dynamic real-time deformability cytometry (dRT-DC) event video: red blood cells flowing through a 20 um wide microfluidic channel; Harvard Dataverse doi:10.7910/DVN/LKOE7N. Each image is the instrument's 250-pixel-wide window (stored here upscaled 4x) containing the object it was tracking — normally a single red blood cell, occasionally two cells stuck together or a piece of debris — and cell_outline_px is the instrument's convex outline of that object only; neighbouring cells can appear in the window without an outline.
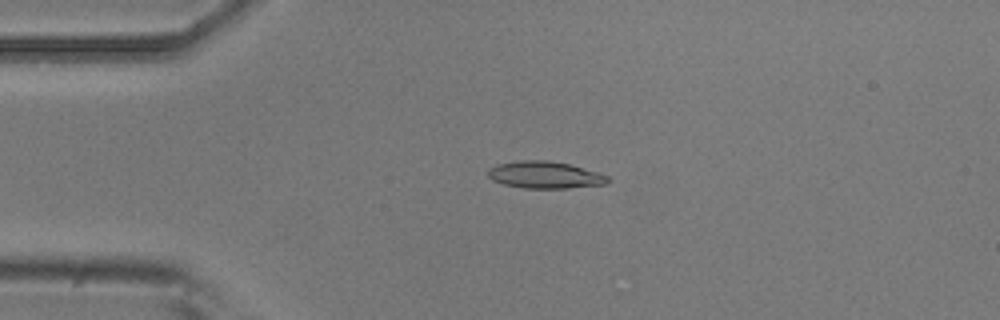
{"species": "common noctule bat (a hibernating species)", "species_latin": "Nyctalus noctula", "temperature_condition": "room temperature", "stored_images_in_passage": 14, "camera_frame_rate_fps": 3000, "um_per_image_px": 0.085, "animal": {"sex": "male", "body_mass_g": 20.5, "forearm_length_mm": 52.5}, "frame": {"image": 1, "passage_image": 3, "time_ms": 0.667, "image_size_px": [1000, 320], "cell_outline_px": [[612, 180], [604, 184], [568, 188], [524, 188], [504, 184], [492, 180], [488, 176], [488, 168], [496, 164], [520, 160], [548, 160], [568, 164], [596, 172], [608, 176]], "centroid_in_image_um": [46.28, 14.86], "position_along_channel_um": 38.7, "area_um2": 18.79}}
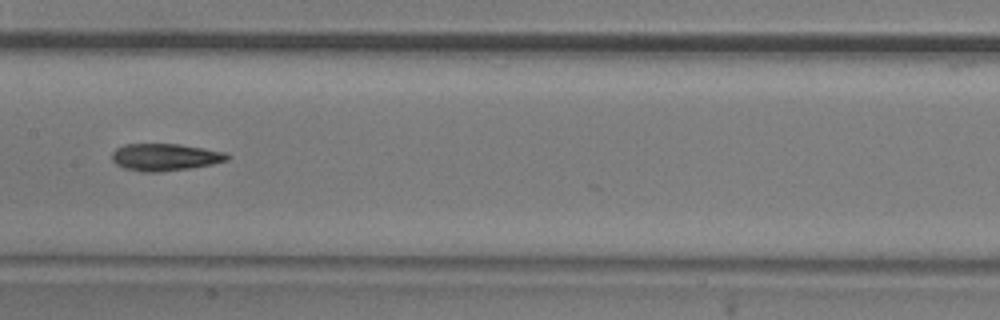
{"frame": {"image": 2, "passage_image": 7, "time_ms": 2.0, "image_size_px": [1000, 320], "cell_outline_px": [[232, 156], [228, 160], [212, 164], [192, 168], [160, 172], [140, 172], [124, 168], [116, 164], [112, 160], [112, 152], [116, 148], [124, 144], [180, 144], [204, 148], [224, 152]], "centroid_in_image_um": [14.03, 13.36], "position_along_channel_um": 193.4, "area_um2": 18.44}}
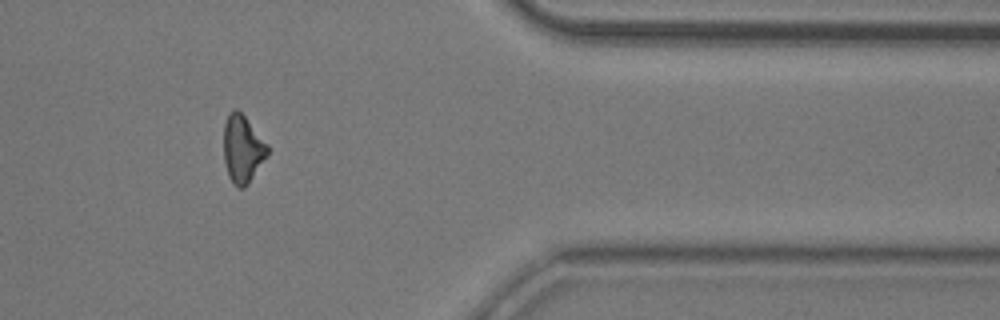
{"frame": {"image": 3, "passage_image": 12, "time_ms": 3.667, "image_size_px": [1000, 320], "cell_outline_px": [[268, 156], [248, 184], [244, 188], [236, 188], [232, 184], [228, 176], [224, 160], [224, 124], [228, 112], [236, 108], [244, 116], [268, 144]], "centroid_in_image_um": [20.61, 12.69], "position_along_channel_um": 390.8, "area_um2": 17.46}}